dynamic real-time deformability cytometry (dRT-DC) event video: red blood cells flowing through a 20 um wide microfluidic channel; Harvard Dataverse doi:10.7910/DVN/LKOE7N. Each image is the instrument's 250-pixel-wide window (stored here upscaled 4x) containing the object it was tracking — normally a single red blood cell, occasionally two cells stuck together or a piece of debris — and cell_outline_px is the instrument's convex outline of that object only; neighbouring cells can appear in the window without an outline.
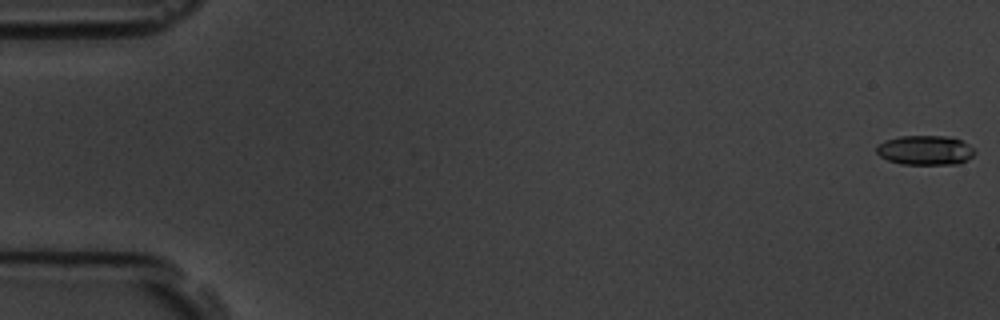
{"species": "common noctule bat (a hibernating species)", "species_latin": "Nyctalus noctula", "temperature_condition": "room temperature", "stored_images_in_passage": 6, "camera_frame_rate_fps": 3000, "um_per_image_px": 0.085, "animal": {"sex": "male", "body_mass_g": 19.5, "forearm_length_mm": 54.6}, "frame": {"image": 1, "passage_image": 1, "time_ms": 0.0, "image_size_px": [1000, 320], "cell_outline_px": [[976, 152], [968, 160], [960, 164], [900, 164], [888, 160], [880, 156], [876, 152], [876, 148], [884, 140], [900, 136], [944, 136], [960, 140], [968, 144]], "centroid_in_image_um": [78.64, 12.78], "position_along_channel_um": 6.4, "area_um2": 16.88}}